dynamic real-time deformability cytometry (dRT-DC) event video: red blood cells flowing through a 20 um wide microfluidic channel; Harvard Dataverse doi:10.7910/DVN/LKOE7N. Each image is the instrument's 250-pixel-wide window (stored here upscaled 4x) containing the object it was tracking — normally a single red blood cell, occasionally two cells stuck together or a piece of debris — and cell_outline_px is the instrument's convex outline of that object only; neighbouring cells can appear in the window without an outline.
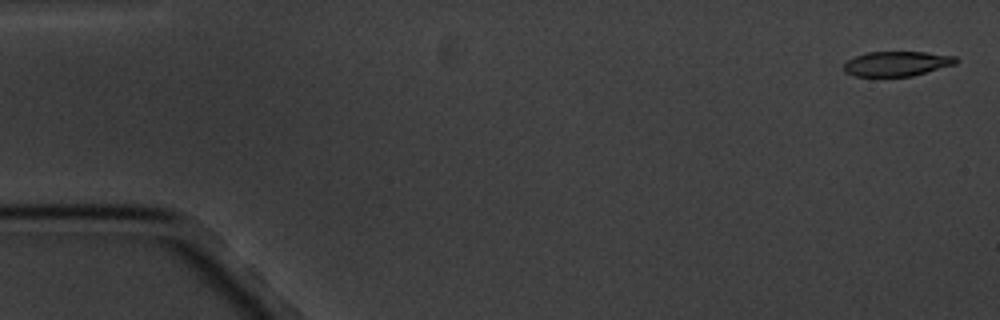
{"species": "common noctule bat (a hibernating species)", "species_latin": "Nyctalus noctula", "temperature_condition": "cold", "stored_images_in_passage": 6, "segment_of_instrument_passage": [1, 2], "camera_frame_rate_fps": 3000, "um_per_image_px": 0.085, "animal": {"sex": "male", "body_mass_g": 20.1, "forearm_length_mm": 53.5}, "frame": {"image": 1, "passage_image": 1, "time_ms": 0.0, "image_size_px": [1000, 320], "cell_outline_px": [[956, 64], [912, 76], [856, 76], [844, 72], [840, 68], [848, 60], [856, 56], [868, 52], [924, 52], [956, 56]], "centroid_in_image_um": [76.2, 5.41], "position_along_channel_um": 8.8, "area_um2": 16.18}}